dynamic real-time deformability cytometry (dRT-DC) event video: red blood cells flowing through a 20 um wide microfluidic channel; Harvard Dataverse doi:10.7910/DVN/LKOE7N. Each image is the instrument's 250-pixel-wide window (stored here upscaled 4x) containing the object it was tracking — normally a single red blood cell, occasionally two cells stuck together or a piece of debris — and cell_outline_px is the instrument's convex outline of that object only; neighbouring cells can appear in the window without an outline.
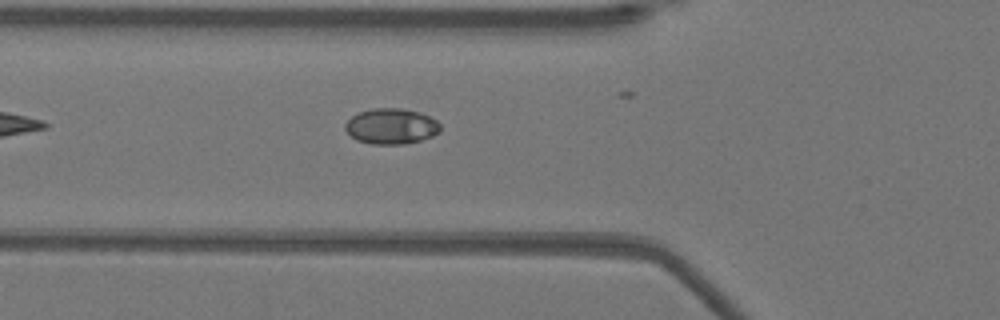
{"species": "Egyptian fruit bat (a non-hibernating species)", "species_latin": "Rousettus aegyptiacus", "temperature_condition": "warm", "stored_images_in_passage": 25, "camera_frame_rate_fps": 3000, "um_per_image_px": 0.085, "animal": {"sex": "female"}, "frame": {"image": 1, "passage_image": 2, "time_ms": 0.333, "image_size_px": [1000, 320], "cell_outline_px": [[440, 132], [432, 136], [420, 140], [404, 144], [372, 144], [356, 140], [344, 128], [344, 124], [352, 116], [360, 112], [372, 108], [400, 108], [420, 112], [436, 120], [440, 124]], "centroid_in_image_um": [33.25, 10.73], "position_along_channel_um": 92.5, "area_um2": 19.71}}
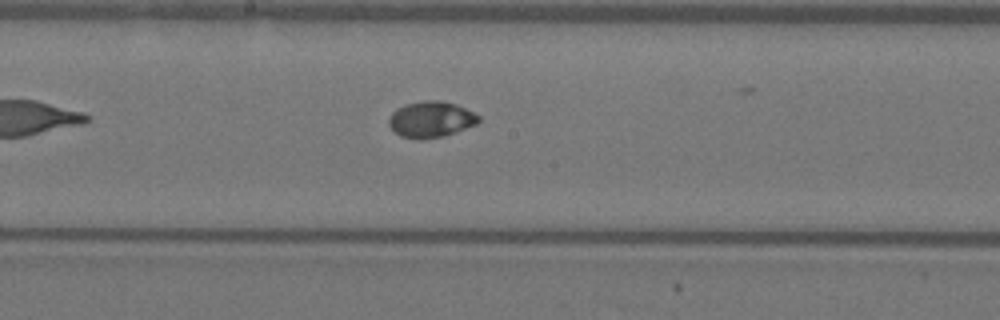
{"frame": {"image": 2, "passage_image": 11, "time_ms": 3.333, "image_size_px": [1000, 320], "cell_outline_px": [[480, 120], [476, 124], [444, 136], [420, 140], [400, 136], [388, 124], [388, 120], [392, 112], [396, 108], [404, 104], [424, 100], [440, 100], [456, 104], [480, 116]], "centroid_in_image_um": [36.6, 10.14], "position_along_channel_um": 211.6, "area_um2": 18.9}}
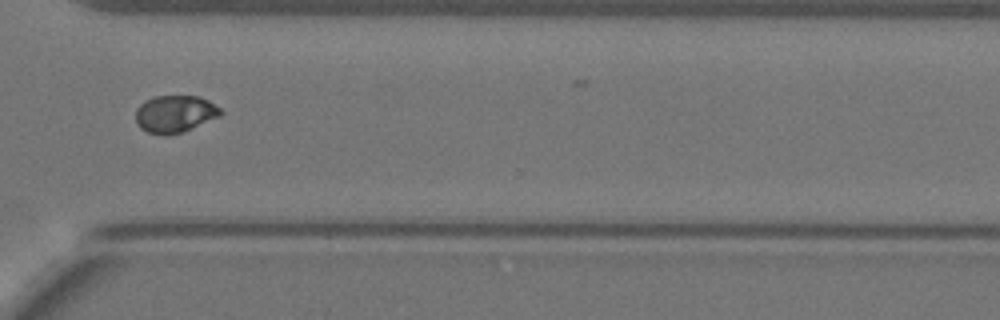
{"frame": {"image": 3, "passage_image": 22, "time_ms": 7.0, "image_size_px": [1000, 320], "cell_outline_px": [[224, 112], [220, 116], [184, 132], [164, 136], [148, 132], [140, 128], [136, 124], [136, 108], [144, 100], [156, 96], [200, 96], [208, 100], [220, 108]], "centroid_in_image_um": [14.86, 9.69], "position_along_channel_um": 355.7, "area_um2": 18.67}}